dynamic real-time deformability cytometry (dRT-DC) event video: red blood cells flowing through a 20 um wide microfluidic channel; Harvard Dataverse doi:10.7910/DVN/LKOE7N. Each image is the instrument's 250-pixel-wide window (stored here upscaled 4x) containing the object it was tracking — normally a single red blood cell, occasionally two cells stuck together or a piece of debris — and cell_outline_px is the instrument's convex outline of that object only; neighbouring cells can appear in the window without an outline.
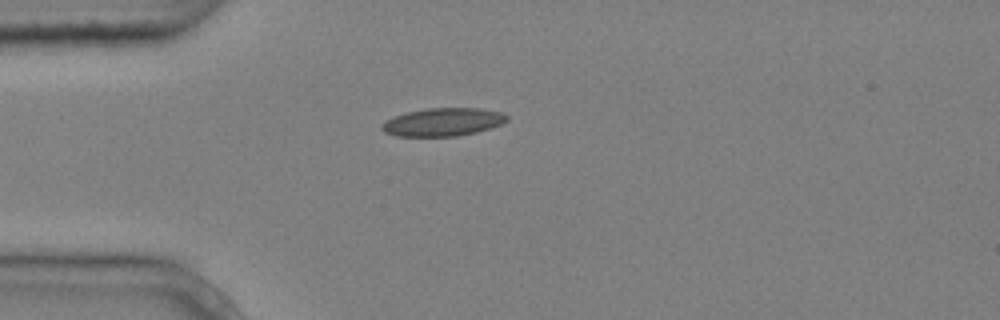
{"species": "common noctule bat (a hibernating species)", "species_latin": "Nyctalus noctula", "temperature_condition": "cold", "stored_images_in_passage": 4, "camera_frame_rate_fps": 3000, "um_per_image_px": 0.085, "animal": {"sex": "male", "body_mass_g": 20.4}, "frame": {"image": 1, "passage_image": 4, "time_ms": 1.0, "image_size_px": [1000, 320], "cell_outline_px": [[508, 120], [492, 128], [476, 132], [456, 136], [396, 136], [384, 132], [380, 128], [380, 124], [396, 116], [408, 112], [424, 108], [480, 108], [500, 112], [508, 116]], "centroid_in_image_um": [37.65, 10.37], "position_along_channel_um": 47.3, "area_um2": 20.4}}